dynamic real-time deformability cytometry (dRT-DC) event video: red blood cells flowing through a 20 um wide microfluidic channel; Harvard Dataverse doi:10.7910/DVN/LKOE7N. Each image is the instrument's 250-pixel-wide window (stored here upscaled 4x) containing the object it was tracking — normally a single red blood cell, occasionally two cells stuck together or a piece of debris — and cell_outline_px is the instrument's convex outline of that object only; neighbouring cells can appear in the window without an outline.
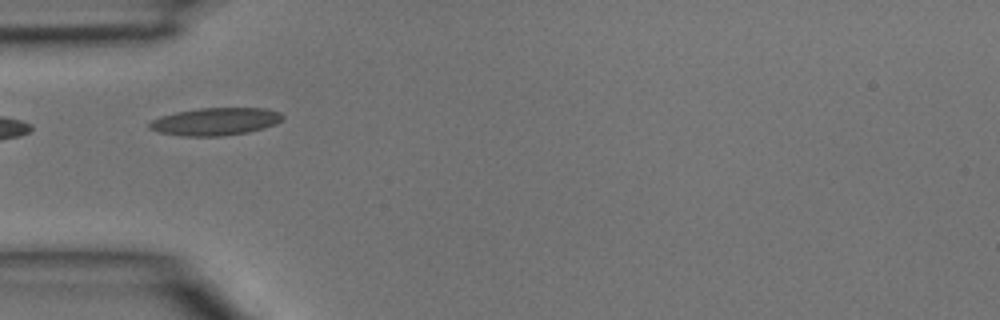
{"species": "common noctule bat (a hibernating species)", "species_latin": "Nyctalus noctula", "temperature_condition": "room temperature", "stored_images_in_passage": 2, "camera_frame_rate_fps": 3000, "um_per_image_px": 0.085, "animal": {"sex": "male", "body_mass_g": 15.6}, "frame": {"image": 1, "passage_image": 1, "time_ms": 0.0, "image_size_px": [1000, 320], "cell_outline_px": [[284, 116], [276, 124], [264, 128], [248, 132], [220, 136], [180, 136], [160, 132], [148, 128], [148, 124], [152, 120], [160, 116], [176, 112], [200, 108], [264, 108], [280, 112]], "centroid_in_image_um": [18.3, 10.33], "position_along_channel_um": 66.7, "area_um2": 21.39}}